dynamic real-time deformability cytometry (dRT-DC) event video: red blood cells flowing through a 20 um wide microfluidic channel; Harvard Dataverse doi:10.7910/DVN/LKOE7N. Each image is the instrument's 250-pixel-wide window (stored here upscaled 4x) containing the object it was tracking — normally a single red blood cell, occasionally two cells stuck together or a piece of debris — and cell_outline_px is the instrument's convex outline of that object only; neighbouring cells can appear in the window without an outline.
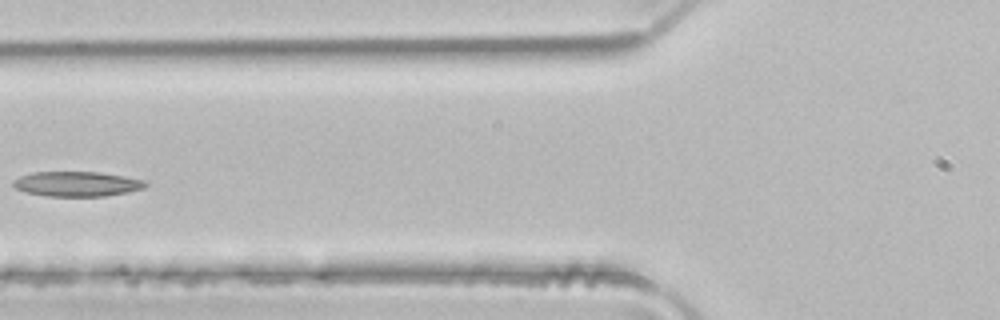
{"species": "common noctule bat (a hibernating species)", "species_latin": "Nyctalus noctula", "temperature_condition": "room temperature", "stored_images_in_passage": 4, "camera_frame_rate_fps": 3000, "um_per_image_px": 0.085, "animal": {"sex": "male", "body_mass_g": 21.5, "forearm_length_mm": 52.0}, "frame": {"image": 1, "passage_image": 4, "time_ms": 1.0, "image_size_px": [1000, 320], "cell_outline_px": [[148, 184], [144, 188], [128, 192], [104, 196], [48, 196], [24, 192], [16, 188], [12, 184], [12, 180], [20, 176], [32, 172], [100, 172], [124, 176], [144, 180]], "centroid_in_image_um": [6.52, 15.63], "position_along_channel_um": 119.3, "area_um2": 19.25}}